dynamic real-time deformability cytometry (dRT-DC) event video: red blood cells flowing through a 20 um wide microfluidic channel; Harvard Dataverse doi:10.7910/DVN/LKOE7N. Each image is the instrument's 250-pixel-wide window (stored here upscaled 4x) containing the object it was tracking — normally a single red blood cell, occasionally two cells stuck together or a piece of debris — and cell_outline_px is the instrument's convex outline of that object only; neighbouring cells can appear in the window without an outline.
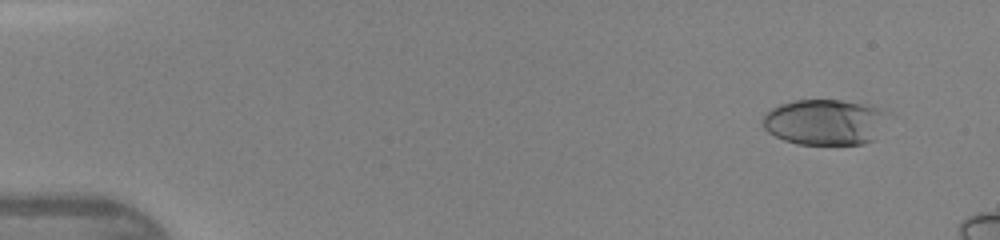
{"species": "human", "species_latin": "Homo sapiens", "temperature_condition": "warm", "stored_images_in_passage": 12, "camera_frame_rate_fps": 3000, "um_per_image_px": 0.085, "donor": {"sex": "female"}, "frame": {"image": 1, "passage_image": 4, "time_ms": 1.0, "image_size_px": [1000, 240], "cell_outline_px": [[888, 112], [872, 140], [864, 144], [796, 144], [784, 140], [768, 132], [764, 128], [764, 116], [772, 108], [780, 104], [796, 100], [840, 100], [860, 104], [876, 108]], "centroid_in_image_um": [70.05, 10.38], "position_along_channel_um": 15.0, "area_um2": 32.6}}